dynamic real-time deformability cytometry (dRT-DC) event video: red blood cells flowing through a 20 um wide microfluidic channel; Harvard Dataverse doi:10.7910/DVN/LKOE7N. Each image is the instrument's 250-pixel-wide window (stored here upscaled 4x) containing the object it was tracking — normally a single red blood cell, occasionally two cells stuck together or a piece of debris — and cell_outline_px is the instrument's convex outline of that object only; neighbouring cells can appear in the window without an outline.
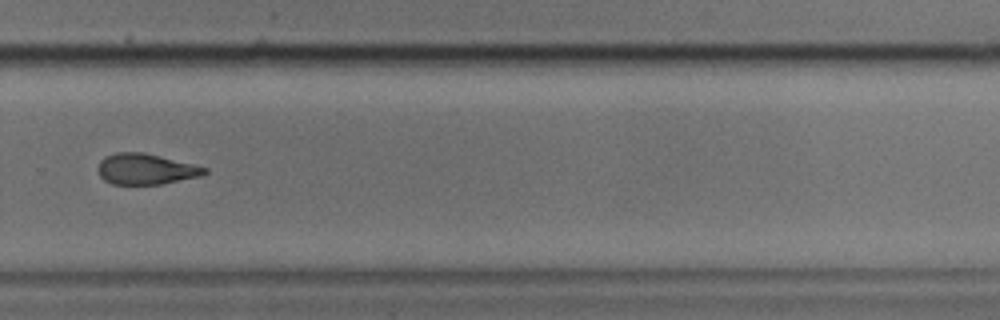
{"species": "common noctule bat (a hibernating species)", "species_latin": "Nyctalus noctula", "temperature_condition": "cold", "stored_images_in_passage": 36, "camera_frame_rate_fps": 3000, "um_per_image_px": 0.085, "animal": {"sex": "male", "body_mass_g": 17.9, "forearm_length_mm": 54.2}, "frame": {"image": 1, "passage_image": 21, "time_ms": 6.667, "image_size_px": [1000, 320], "cell_outline_px": [[208, 172], [200, 176], [160, 184], [112, 184], [104, 180], [100, 176], [96, 168], [100, 160], [104, 156], [116, 152], [144, 152], [208, 168]], "centroid_in_image_um": [12.34, 14.36], "position_along_channel_um": 317.5, "area_um2": 19.13}}